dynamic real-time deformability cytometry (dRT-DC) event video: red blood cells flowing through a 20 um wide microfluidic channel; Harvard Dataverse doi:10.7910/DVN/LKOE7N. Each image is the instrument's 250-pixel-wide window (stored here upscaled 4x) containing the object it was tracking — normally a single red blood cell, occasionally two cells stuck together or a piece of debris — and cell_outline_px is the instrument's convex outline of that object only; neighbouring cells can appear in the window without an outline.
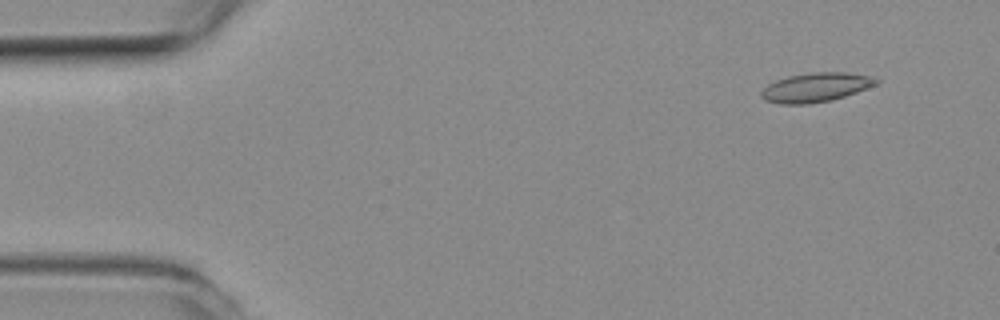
{"species": "common noctule bat (a hibernating species)", "species_latin": "Nyctalus noctula", "temperature_condition": "room temperature", "stored_images_in_passage": 57, "camera_frame_rate_fps": 3000, "um_per_image_px": 0.085, "animal": {"sex": "female", "body_mass_g": 19.3, "forearm_length_mm": 54.1}, "frame": {"image": 1, "passage_image": 5, "time_ms": 1.333, "image_size_px": [1000, 320], "cell_outline_px": [[880, 80], [876, 84], [856, 92], [832, 100], [808, 104], [780, 104], [764, 100], [760, 96], [760, 92], [768, 84], [776, 80], [788, 76], [812, 72], [848, 72], [872, 76]], "centroid_in_image_um": [69.32, 7.42], "position_along_channel_um": 15.7, "area_um2": 19.59}}
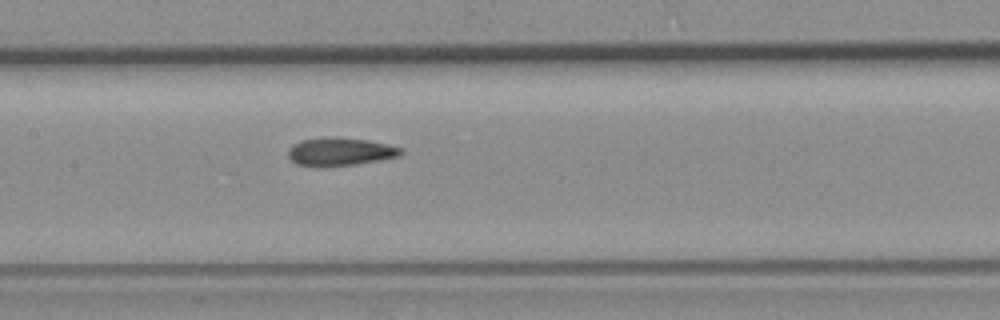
{"frame": {"image": 2, "passage_image": 27, "time_ms": 8.667, "image_size_px": [1000, 320], "cell_outline_px": [[404, 152], [400, 156], [380, 160], [356, 164], [296, 164], [288, 156], [288, 148], [292, 144], [300, 140], [332, 136], [336, 136], [368, 140], [388, 144], [400, 148]], "centroid_in_image_um": [28.94, 12.84], "position_along_channel_um": 178.5, "area_um2": 18.03}}
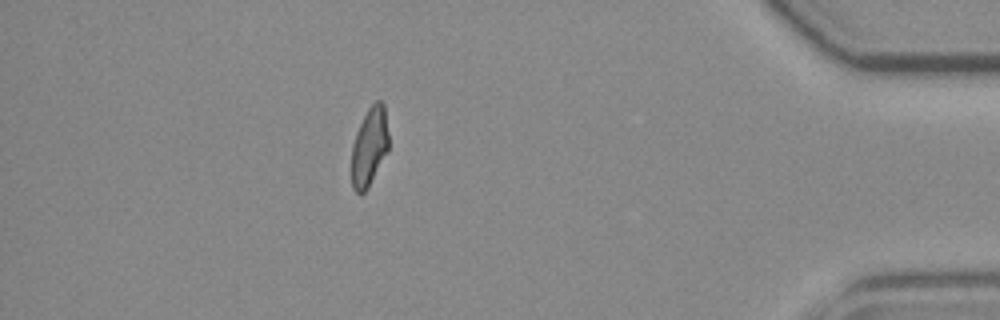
{"frame": {"image": 3, "passage_image": 50, "time_ms": 16.333, "image_size_px": [1000, 320], "cell_outline_px": [[388, 152], [368, 188], [360, 196], [352, 188], [352, 144], [356, 132], [368, 108], [376, 100], [380, 100], [384, 104], [388, 132]], "centroid_in_image_um": [31.4, 12.5], "position_along_channel_um": 403.8, "area_um2": 17.11}, "authors_computed_cell_mechanics": {"area_um2": 18.3226, "velocity_mm_per_s": 3.5994, "shape_relaxation_time_tau1_ms": null, "shape_relaxation_time_tau2_ms": 2.2357, "deformation_change_tau1": null, "deformation_change_tau2": 0.0755}}